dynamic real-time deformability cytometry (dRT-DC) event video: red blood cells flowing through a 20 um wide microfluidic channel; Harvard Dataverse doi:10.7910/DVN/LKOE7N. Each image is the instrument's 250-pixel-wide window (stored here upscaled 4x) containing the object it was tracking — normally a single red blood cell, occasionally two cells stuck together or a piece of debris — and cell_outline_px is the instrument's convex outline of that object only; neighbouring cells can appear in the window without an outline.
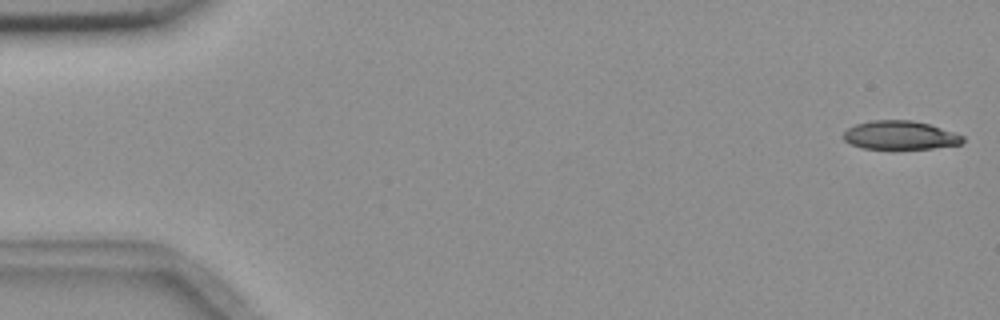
{"species": "common noctule bat (a hibernating species)", "species_latin": "Nyctalus noctula", "temperature_condition": "room temperature", "stored_images_in_passage": 6, "camera_frame_rate_fps": 3000, "um_per_image_px": 0.085, "animal": {"sex": "female", "body_mass_g": 18.4}, "frame": {"image": 1, "passage_image": 1, "time_ms": 0.0, "image_size_px": [1000, 320], "cell_outline_px": [[964, 140], [960, 144], [932, 148], [860, 148], [844, 140], [844, 132], [848, 128], [856, 124], [872, 120], [912, 120], [928, 124], [964, 136]], "centroid_in_image_um": [76.48, 11.48], "position_along_channel_um": 8.5, "area_um2": 19.54}}
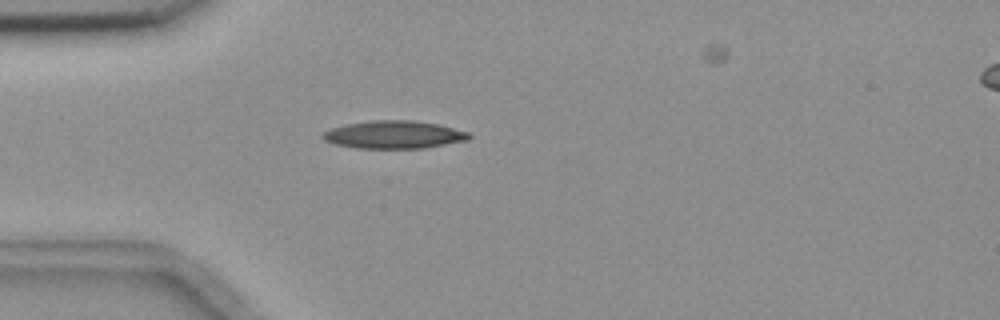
{"frame": {"image": 2, "passage_image": 5, "time_ms": 4.667, "image_size_px": [1000, 320], "cell_outline_px": [[472, 136], [468, 140], [424, 148], [356, 148], [332, 144], [324, 140], [320, 136], [320, 132], [344, 124], [372, 120], [416, 120], [436, 124], [468, 132]], "centroid_in_image_um": [33.41, 11.44], "position_along_channel_um": 51.6, "area_um2": 23.87}}